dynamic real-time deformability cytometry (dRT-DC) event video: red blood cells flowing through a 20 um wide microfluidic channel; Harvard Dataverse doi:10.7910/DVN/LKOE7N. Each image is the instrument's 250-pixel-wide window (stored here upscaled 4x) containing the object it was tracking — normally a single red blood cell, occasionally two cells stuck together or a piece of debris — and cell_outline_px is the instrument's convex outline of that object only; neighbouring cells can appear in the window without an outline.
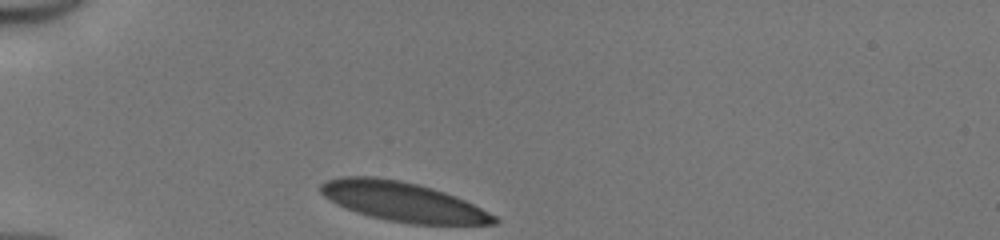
{"species": "human", "species_latin": "Homo sapiens", "temperature_condition": "cold", "stored_images_in_passage": 28, "camera_frame_rate_fps": 3000, "um_per_image_px": 0.085, "donor": {"sex": "male"}, "frame": {"image": 1, "passage_image": 1, "time_ms": 0.0, "image_size_px": [1000, 240], "cell_outline_px": [[500, 220], [496, 224], [412, 224], [388, 220], [368, 216], [356, 212], [336, 204], [328, 200], [320, 192], [320, 184], [328, 180], [340, 176], [372, 176], [400, 180], [432, 188], [456, 196], [496, 216]], "centroid_in_image_um": [34.2, 17.14], "position_along_channel_um": 50.8, "area_um2": 39.65}}
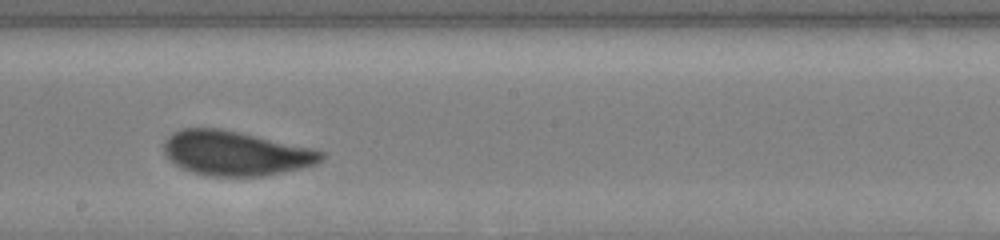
{"frame": {"image": 2, "passage_image": 16, "time_ms": 5.0, "image_size_px": [1000, 240], "cell_outline_px": [[324, 160], [316, 164], [300, 168], [264, 176], [208, 176], [192, 172], [180, 168], [168, 160], [164, 152], [164, 140], [168, 136], [184, 128], [220, 128], [240, 132], [312, 148], [324, 152]], "centroid_in_image_um": [20.0, 13.03], "position_along_channel_um": 228.2, "area_um2": 40.92}}
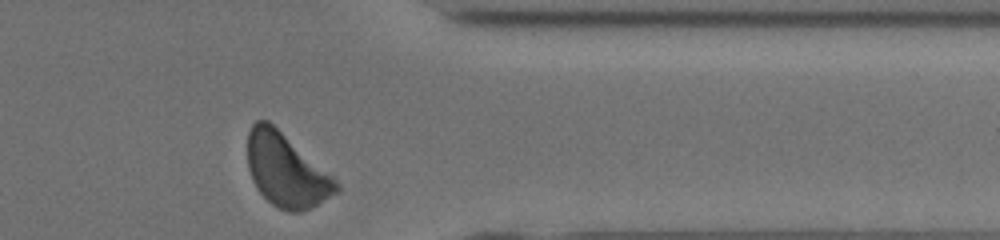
{"frame": {"image": 3, "passage_image": 28, "time_ms": 9.0, "image_size_px": [1000, 240], "cell_outline_px": [[340, 192], [300, 212], [288, 212], [272, 204], [260, 192], [252, 180], [248, 168], [248, 132], [252, 124], [256, 120], [268, 120], [336, 176], [340, 184]], "centroid_in_image_um": [24.38, 14.46], "position_along_channel_um": 387.0, "area_um2": 38.21}, "authors_computed_cell_mechanics": {"area_um2": 40.6912, "velocity_mm_per_s": 4.1119, "shape_relaxation_time_tau1_ms": 2.495, "shape_relaxation_time_tau2_ms": null, "deformation_change_tau1": 0.1285, "deformation_change_tau2": null}}